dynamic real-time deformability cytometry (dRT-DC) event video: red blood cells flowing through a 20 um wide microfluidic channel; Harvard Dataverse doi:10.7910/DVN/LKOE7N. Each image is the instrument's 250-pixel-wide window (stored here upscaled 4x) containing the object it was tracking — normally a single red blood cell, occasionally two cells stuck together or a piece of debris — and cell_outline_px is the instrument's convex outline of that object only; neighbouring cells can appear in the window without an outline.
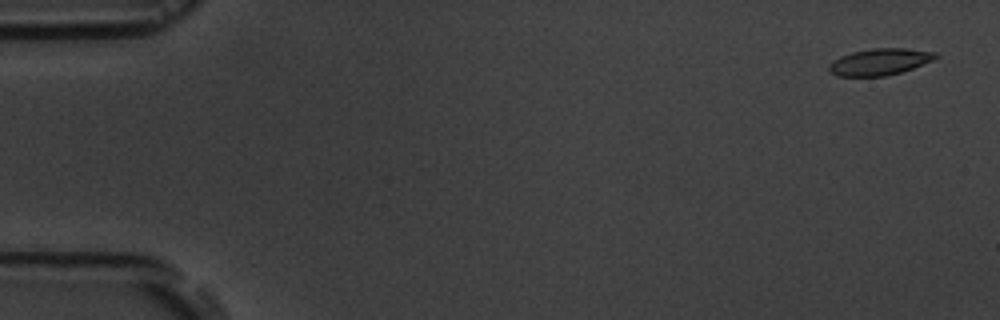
{"species": "common noctule bat (a hibernating species)", "species_latin": "Nyctalus noctula", "temperature_condition": "room temperature", "stored_images_in_passage": 5, "camera_frame_rate_fps": 3000, "um_per_image_px": 0.085, "animal": {"sex": "male", "body_mass_g": 19.5, "forearm_length_mm": 54.6}, "frame": {"image": 1, "passage_image": 1, "time_ms": 0.0, "image_size_px": [1000, 320], "cell_outline_px": [[940, 56], [932, 60], [912, 68], [900, 72], [884, 76], [836, 76], [828, 68], [828, 64], [832, 60], [840, 56], [852, 52], [872, 48], [904, 48], [936, 52]], "centroid_in_image_um": [74.75, 5.25], "position_along_channel_um": 10.2, "area_um2": 16.47}}
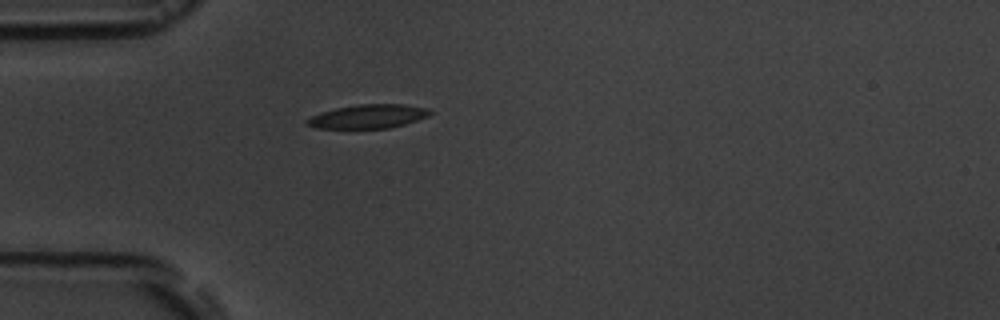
{"frame": {"image": 2, "passage_image": 5, "time_ms": 4.667, "image_size_px": [1000, 320], "cell_outline_px": [[432, 112], [428, 116], [404, 124], [388, 128], [316, 128], [304, 124], [304, 120], [320, 112], [336, 108], [360, 104], [404, 104], [428, 108]], "centroid_in_image_um": [31.26, 9.89], "position_along_channel_um": 53.7, "area_um2": 17.05}}